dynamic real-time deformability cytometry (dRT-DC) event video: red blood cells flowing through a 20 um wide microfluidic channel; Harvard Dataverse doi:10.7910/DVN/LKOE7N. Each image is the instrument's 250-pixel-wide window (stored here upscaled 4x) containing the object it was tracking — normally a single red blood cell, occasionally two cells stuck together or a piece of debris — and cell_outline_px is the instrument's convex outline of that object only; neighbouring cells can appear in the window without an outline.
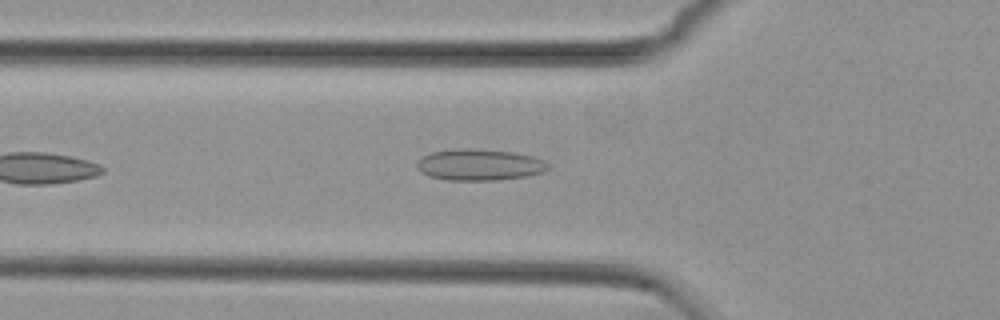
{"species": "common noctule bat (a hibernating species)", "species_latin": "Nyctalus noctula", "temperature_condition": "cold", "stored_images_in_passage": 19, "camera_frame_rate_fps": 3000, "um_per_image_px": 0.085, "animal": {"sex": "female", "body_mass_g": 29.2, "forearm_length_mm": 56.3}, "frame": {"image": 1, "passage_image": 4, "time_ms": 1.0, "image_size_px": [1000, 320], "cell_outline_px": [[552, 168], [544, 172], [528, 176], [496, 180], [448, 180], [428, 176], [420, 172], [416, 168], [416, 164], [424, 156], [432, 152], [464, 148], [468, 148], [512, 152], [532, 156], [544, 160]], "centroid_in_image_um": [40.78, 14.02], "position_along_channel_um": 85.0, "area_um2": 23.99}}
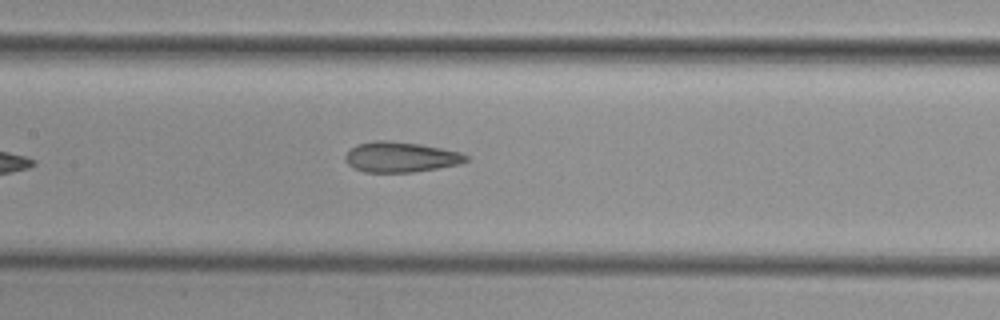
{"frame": {"image": 2, "passage_image": 11, "time_ms": 3.333, "image_size_px": [1000, 320], "cell_outline_px": [[468, 160], [460, 164], [412, 172], [364, 172], [352, 168], [344, 160], [344, 156], [356, 144], [372, 140], [388, 140], [420, 144], [460, 152], [468, 156]], "centroid_in_image_um": [34.01, 13.34], "position_along_channel_um": 173.4, "area_um2": 21.39}}
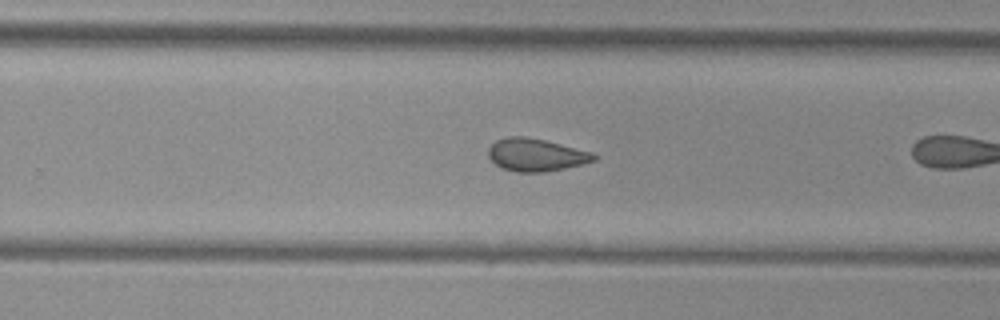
{"frame": {"image": 3, "passage_image": 17, "time_ms": 5.333, "image_size_px": [1000, 320], "cell_outline_px": [[596, 160], [584, 164], [544, 172], [516, 172], [500, 168], [488, 156], [488, 148], [496, 140], [508, 136], [524, 136], [544, 140], [592, 152], [596, 156]], "centroid_in_image_um": [45.54, 13.17], "position_along_channel_um": 284.3, "area_um2": 20.06}}